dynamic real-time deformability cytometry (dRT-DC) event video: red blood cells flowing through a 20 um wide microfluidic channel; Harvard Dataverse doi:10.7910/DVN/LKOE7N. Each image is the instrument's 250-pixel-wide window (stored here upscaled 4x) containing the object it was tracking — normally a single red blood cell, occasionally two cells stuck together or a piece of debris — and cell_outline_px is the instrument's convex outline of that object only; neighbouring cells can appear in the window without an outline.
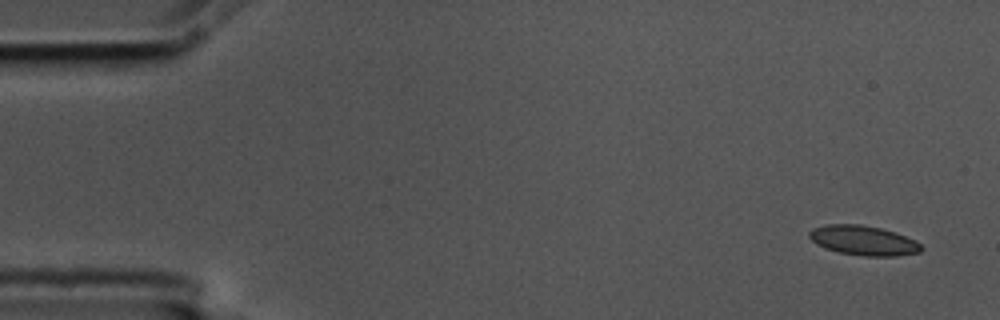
{"species": "common noctule bat (a hibernating species)", "species_latin": "Nyctalus noctula", "temperature_condition": "cold", "stored_images_in_passage": 5, "segment_of_instrument_passage": [1, 2], "camera_frame_rate_fps": 3000, "um_per_image_px": 0.085, "animal": {"sex": "male", "body_mass_g": 17.5, "forearm_length_mm": 52.3}, "frame": {"image": 1, "passage_image": 1, "time_ms": 0.0, "image_size_px": [1000, 320], "cell_outline_px": [[924, 248], [920, 252], [896, 256], [864, 256], [840, 252], [824, 248], [816, 244], [808, 236], [808, 232], [812, 228], [824, 224], [860, 224], [880, 228], [896, 232], [916, 240]], "centroid_in_image_um": [73.38, 20.43], "position_along_channel_um": 11.6, "area_um2": 19.54}}
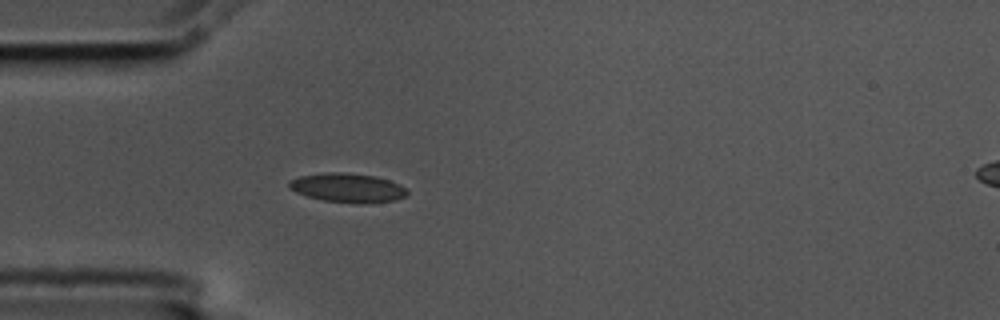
{"frame": {"image": 2, "passage_image": 4, "time_ms": 1.0, "image_size_px": [1000, 320], "cell_outline_px": [[408, 192], [404, 196], [396, 200], [364, 204], [356, 204], [324, 200], [308, 196], [296, 192], [288, 188], [288, 180], [300, 176], [324, 172], [344, 172], [376, 176], [400, 184]], "centroid_in_image_um": [29.52, 15.96], "position_along_channel_um": 55.5, "area_um2": 20.17}}